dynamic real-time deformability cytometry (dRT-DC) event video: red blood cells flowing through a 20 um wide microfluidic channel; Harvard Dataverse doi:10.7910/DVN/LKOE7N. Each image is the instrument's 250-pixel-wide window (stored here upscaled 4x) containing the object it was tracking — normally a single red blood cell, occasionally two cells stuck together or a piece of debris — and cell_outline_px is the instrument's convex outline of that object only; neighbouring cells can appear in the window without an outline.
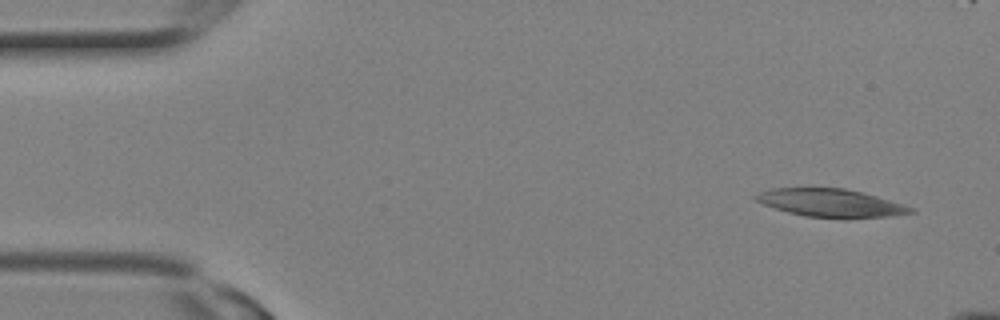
{"species": "Egyptian fruit bat (a non-hibernating species)", "species_latin": "Rousettus aegyptiacus", "temperature_condition": "room temperature", "stored_images_in_passage": 2, "camera_frame_rate_fps": 3000, "um_per_image_px": 0.085, "animal": {"sex": "female"}, "frame": {"image": 1, "passage_image": 2, "time_ms": 0.333, "image_size_px": [1000, 320], "cell_outline_px": [[916, 212], [892, 216], [804, 216], [788, 212], [764, 204], [756, 200], [752, 196], [760, 192], [772, 188], [844, 188], [876, 196], [916, 208]], "centroid_in_image_um": [70.6, 17.22], "position_along_channel_um": 14.4, "area_um2": 24.39}}